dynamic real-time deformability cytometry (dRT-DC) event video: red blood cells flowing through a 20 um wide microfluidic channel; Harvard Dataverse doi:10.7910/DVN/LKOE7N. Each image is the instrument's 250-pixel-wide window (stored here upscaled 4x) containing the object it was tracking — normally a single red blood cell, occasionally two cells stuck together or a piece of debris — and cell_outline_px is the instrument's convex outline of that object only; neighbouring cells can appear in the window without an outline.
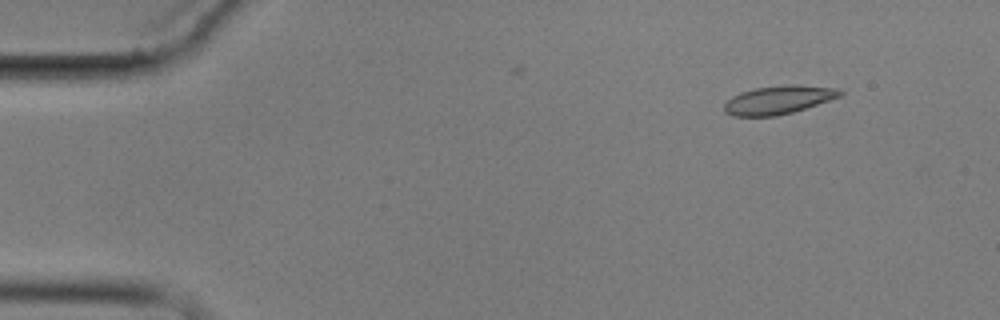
{"species": "common noctule bat (a hibernating species)", "species_latin": "Nyctalus noctula", "temperature_condition": "cold", "stored_images_in_passage": 4, "camera_frame_rate_fps": 3000, "um_per_image_px": 0.085, "animal": {"sex": "male", "body_mass_g": 17.9}, "frame": {"image": 1, "passage_image": 2, "time_ms": 1.333, "image_size_px": [1000, 320], "cell_outline_px": [[844, 92], [840, 96], [792, 112], [776, 116], [732, 116], [724, 112], [724, 104], [732, 96], [740, 92], [756, 88], [792, 84], [840, 88]], "centroid_in_image_um": [66.15, 8.48], "position_along_channel_um": 18.9, "area_um2": 19.02}}
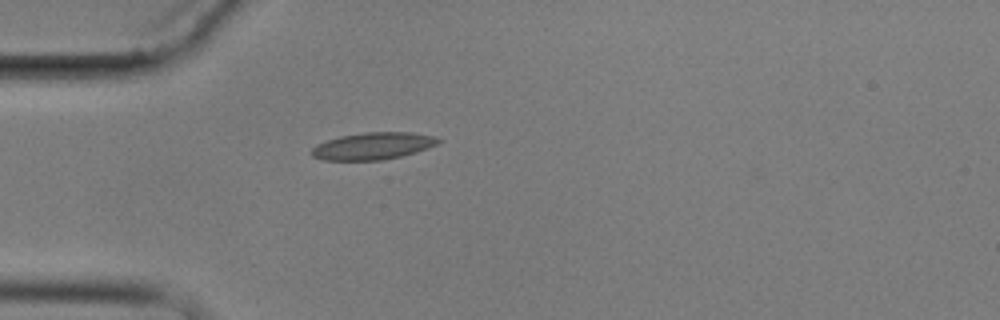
{"frame": {"image": 2, "passage_image": 4, "time_ms": 4.667, "image_size_px": [1000, 320], "cell_outline_px": [[444, 140], [428, 148], [416, 152], [384, 160], [324, 160], [312, 156], [312, 148], [316, 144], [340, 136], [364, 132], [412, 132], [432, 136]], "centroid_in_image_um": [31.71, 12.4], "position_along_channel_um": 53.3, "area_um2": 19.94}}